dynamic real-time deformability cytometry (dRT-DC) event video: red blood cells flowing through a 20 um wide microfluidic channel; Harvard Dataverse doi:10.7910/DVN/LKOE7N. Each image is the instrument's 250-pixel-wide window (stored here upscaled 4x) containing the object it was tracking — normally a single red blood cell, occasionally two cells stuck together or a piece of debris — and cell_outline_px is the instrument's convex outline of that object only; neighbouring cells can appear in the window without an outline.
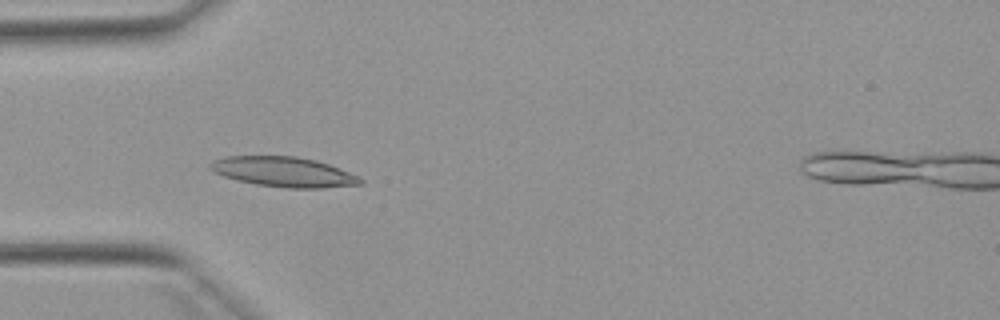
{"species": "Egyptian fruit bat (a non-hibernating species)", "species_latin": "Rousettus aegyptiacus", "temperature_condition": "warm", "stored_images_in_passage": 42, "camera_frame_rate_fps": 3000, "um_per_image_px": 0.085, "animal": {"sex": "female"}, "frame": {"image": 1, "passage_image": 11, "time_ms": 3.333, "image_size_px": [1000, 320], "cell_outline_px": [[364, 184], [324, 188], [288, 188], [256, 184], [236, 180], [224, 176], [208, 168], [208, 164], [212, 160], [224, 156], [296, 156], [316, 160], [328, 164], [360, 176], [364, 180]], "centroid_in_image_um": [24.13, 14.61], "position_along_channel_um": 60.9, "area_um2": 26.41}}
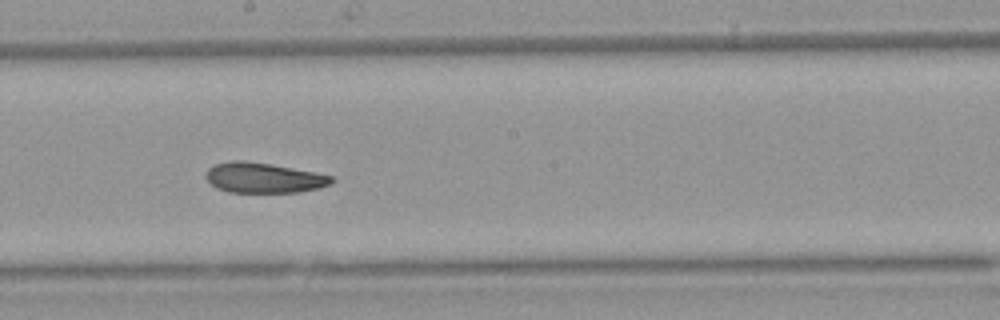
{"frame": {"image": 2, "passage_image": 24, "time_ms": 7.667, "image_size_px": [1000, 320], "cell_outline_px": [[336, 180], [332, 184], [320, 188], [300, 192], [228, 192], [216, 188], [204, 176], [204, 172], [212, 164], [232, 160], [244, 160], [316, 172], [332, 176]], "centroid_in_image_um": [22.4, 15.11], "position_along_channel_um": 225.8, "area_um2": 22.37}}
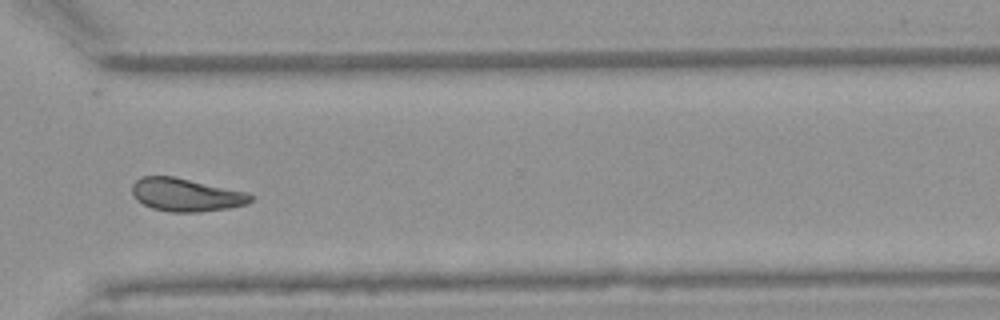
{"frame": {"image": 3, "passage_image": 34, "time_ms": 11.0, "image_size_px": [1000, 320], "cell_outline_px": [[252, 200], [248, 204], [228, 208], [200, 212], [168, 212], [152, 208], [136, 200], [132, 196], [132, 184], [140, 176], [172, 176], [248, 192], [252, 196]], "centroid_in_image_um": [15.79, 16.56], "position_along_channel_um": 354.8, "area_um2": 22.95}, "authors_computed_cell_mechanics": {"area_um2": 23.2356, "velocity_mm_per_s": 3.8613, "shape_relaxation_time_tau1_ms": 6.9, "shape_relaxation_time_tau2_ms": 5.8061, "deformation_change_tau1": 0.1593, "deformation_change_tau2": 0.1012}}